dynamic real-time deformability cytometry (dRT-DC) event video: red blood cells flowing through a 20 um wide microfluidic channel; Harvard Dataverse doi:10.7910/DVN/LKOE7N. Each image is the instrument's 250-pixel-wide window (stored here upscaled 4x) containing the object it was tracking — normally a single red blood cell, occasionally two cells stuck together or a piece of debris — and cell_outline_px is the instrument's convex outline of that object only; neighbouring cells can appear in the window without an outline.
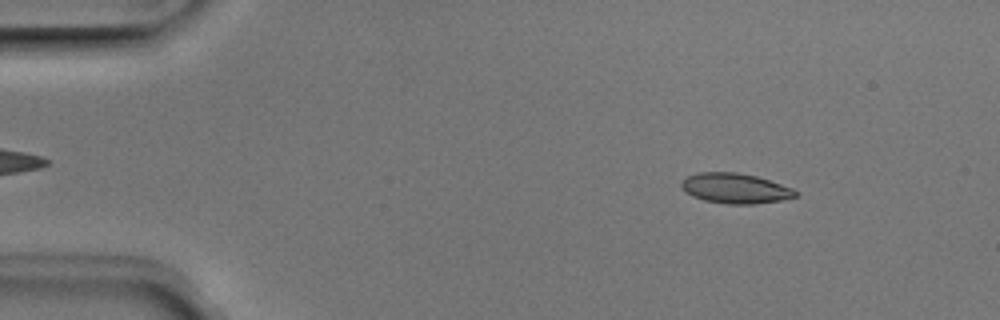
{"species": "Egyptian fruit bat (a non-hibernating species)", "species_latin": "Rousettus aegyptiacus", "temperature_condition": "room temperature", "stored_images_in_passage": 3, "camera_frame_rate_fps": 3000, "um_per_image_px": 0.085, "animal": {"sex": "male"}, "frame": {"image": 1, "passage_image": 1, "time_ms": 0.0, "image_size_px": [1000, 320], "cell_outline_px": [[796, 196], [780, 200], [756, 204], [728, 204], [704, 200], [692, 196], [680, 188], [680, 180], [688, 176], [700, 172], [736, 172], [756, 176], [792, 188], [796, 192]], "centroid_in_image_um": [62.43, 16.01], "position_along_channel_um": 22.6, "area_um2": 19.94}}